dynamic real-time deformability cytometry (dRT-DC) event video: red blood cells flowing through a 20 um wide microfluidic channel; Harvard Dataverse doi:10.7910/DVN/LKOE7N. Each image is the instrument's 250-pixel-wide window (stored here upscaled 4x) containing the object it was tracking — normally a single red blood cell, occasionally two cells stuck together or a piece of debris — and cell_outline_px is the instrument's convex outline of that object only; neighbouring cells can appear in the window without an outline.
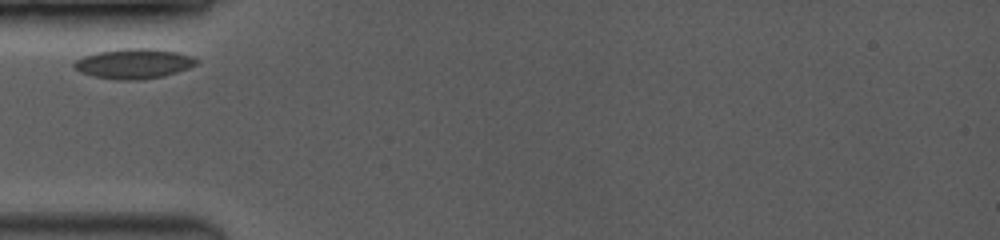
{"species": "common noctule bat (a hibernating species)", "species_latin": "Nyctalus noctula", "temperature_condition": "room temperature", "stored_images_in_passage": 9, "camera_frame_rate_fps": 3500, "um_per_image_px": 0.085, "animal": {"sex": "female", "body_mass_g": 19.0, "forearm_length_mm": 53.3}, "frame": {"image": 1, "passage_image": 1, "time_ms": 0.0, "image_size_px": [1000, 240], "cell_outline_px": [[200, 60], [196, 64], [188, 68], [164, 76], [136, 80], [116, 80], [92, 76], [80, 72], [72, 64], [76, 60], [84, 56], [96, 52], [124, 48], [152, 48], [176, 52], [192, 56]], "centroid_in_image_um": [11.37, 5.41], "position_along_channel_um": 73.6, "area_um2": 21.39}}
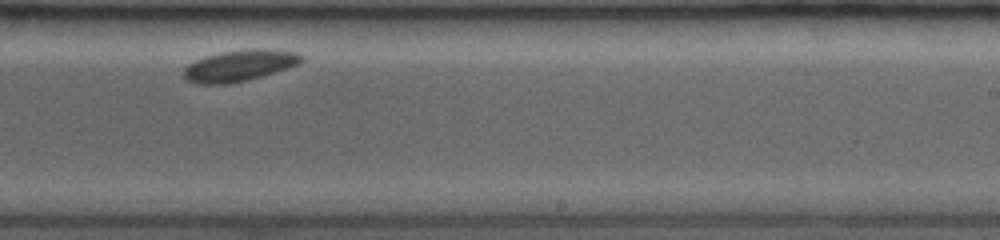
{"frame": {"image": 2, "passage_image": 6, "time_ms": 5.429, "image_size_px": [1000, 240], "cell_outline_px": [[304, 60], [300, 64], [288, 68], [248, 80], [228, 84], [196, 84], [184, 80], [184, 68], [188, 64], [196, 60], [208, 56], [224, 52], [260, 48], [264, 48], [296, 52], [304, 56]], "centroid_in_image_um": [20.38, 5.59], "position_along_channel_um": 268.6, "area_um2": 21.44}}
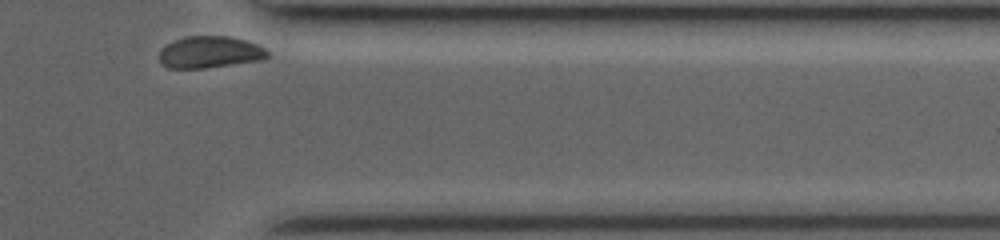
{"frame": {"image": 3, "passage_image": 9, "time_ms": 8.857, "image_size_px": [1000, 240], "cell_outline_px": [[268, 56], [260, 60], [204, 68], [168, 68], [160, 60], [160, 48], [184, 36], [228, 36], [244, 40], [256, 44], [264, 48], [268, 52]], "centroid_in_image_um": [17.82, 4.43], "position_along_channel_um": 393.6, "area_um2": 19.77}}